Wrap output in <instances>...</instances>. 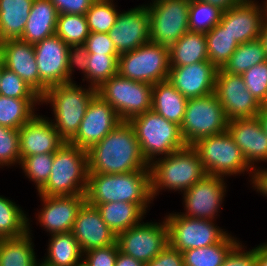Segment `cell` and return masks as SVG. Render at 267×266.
<instances>
[{"mask_svg": "<svg viewBox=\"0 0 267 266\" xmlns=\"http://www.w3.org/2000/svg\"><path fill=\"white\" fill-rule=\"evenodd\" d=\"M226 178L206 175L191 188L182 192L184 211L179 214L197 219L216 221L226 195Z\"/></svg>", "mask_w": 267, "mask_h": 266, "instance_id": "5bb4252c", "label": "cell"}, {"mask_svg": "<svg viewBox=\"0 0 267 266\" xmlns=\"http://www.w3.org/2000/svg\"><path fill=\"white\" fill-rule=\"evenodd\" d=\"M0 95L16 99H41V97L16 73L2 67Z\"/></svg>", "mask_w": 267, "mask_h": 266, "instance_id": "7bdbcfd3", "label": "cell"}, {"mask_svg": "<svg viewBox=\"0 0 267 266\" xmlns=\"http://www.w3.org/2000/svg\"><path fill=\"white\" fill-rule=\"evenodd\" d=\"M169 244L181 253L219 243L228 232L212 220L189 218L174 212L166 215Z\"/></svg>", "mask_w": 267, "mask_h": 266, "instance_id": "7c38bea8", "label": "cell"}, {"mask_svg": "<svg viewBox=\"0 0 267 266\" xmlns=\"http://www.w3.org/2000/svg\"><path fill=\"white\" fill-rule=\"evenodd\" d=\"M85 200L89 205L107 202L138 204L146 213L154 201L150 171L121 174H88Z\"/></svg>", "mask_w": 267, "mask_h": 266, "instance_id": "7a4b0ae2", "label": "cell"}, {"mask_svg": "<svg viewBox=\"0 0 267 266\" xmlns=\"http://www.w3.org/2000/svg\"><path fill=\"white\" fill-rule=\"evenodd\" d=\"M58 14L85 15L95 0H50Z\"/></svg>", "mask_w": 267, "mask_h": 266, "instance_id": "816d5d0a", "label": "cell"}, {"mask_svg": "<svg viewBox=\"0 0 267 266\" xmlns=\"http://www.w3.org/2000/svg\"><path fill=\"white\" fill-rule=\"evenodd\" d=\"M119 251L145 264L169 245V230L165 218L159 222H144L116 236Z\"/></svg>", "mask_w": 267, "mask_h": 266, "instance_id": "4fadbf2b", "label": "cell"}, {"mask_svg": "<svg viewBox=\"0 0 267 266\" xmlns=\"http://www.w3.org/2000/svg\"><path fill=\"white\" fill-rule=\"evenodd\" d=\"M84 45L88 54L120 55L108 33L90 32Z\"/></svg>", "mask_w": 267, "mask_h": 266, "instance_id": "c3c4849f", "label": "cell"}, {"mask_svg": "<svg viewBox=\"0 0 267 266\" xmlns=\"http://www.w3.org/2000/svg\"><path fill=\"white\" fill-rule=\"evenodd\" d=\"M28 214L13 200L0 195V238H17L28 232Z\"/></svg>", "mask_w": 267, "mask_h": 266, "instance_id": "d590c367", "label": "cell"}, {"mask_svg": "<svg viewBox=\"0 0 267 266\" xmlns=\"http://www.w3.org/2000/svg\"><path fill=\"white\" fill-rule=\"evenodd\" d=\"M75 82L49 87L41 97V105L50 104L53 109L54 119L50 121L65 142L76 135L89 102L97 94L96 88L90 85L84 88Z\"/></svg>", "mask_w": 267, "mask_h": 266, "instance_id": "277c9868", "label": "cell"}, {"mask_svg": "<svg viewBox=\"0 0 267 266\" xmlns=\"http://www.w3.org/2000/svg\"><path fill=\"white\" fill-rule=\"evenodd\" d=\"M266 16L265 4L256 0H242L223 11L220 24L227 29L238 44L259 38L261 26Z\"/></svg>", "mask_w": 267, "mask_h": 266, "instance_id": "d6986e66", "label": "cell"}, {"mask_svg": "<svg viewBox=\"0 0 267 266\" xmlns=\"http://www.w3.org/2000/svg\"><path fill=\"white\" fill-rule=\"evenodd\" d=\"M256 266H267V242L256 247Z\"/></svg>", "mask_w": 267, "mask_h": 266, "instance_id": "9f6ffc18", "label": "cell"}, {"mask_svg": "<svg viewBox=\"0 0 267 266\" xmlns=\"http://www.w3.org/2000/svg\"><path fill=\"white\" fill-rule=\"evenodd\" d=\"M253 189L263 197H267V168L256 166L252 171V177L249 180Z\"/></svg>", "mask_w": 267, "mask_h": 266, "instance_id": "f5cc1de1", "label": "cell"}, {"mask_svg": "<svg viewBox=\"0 0 267 266\" xmlns=\"http://www.w3.org/2000/svg\"><path fill=\"white\" fill-rule=\"evenodd\" d=\"M92 206L96 207L103 221L116 236L141 223L147 215L138 204L129 202H107Z\"/></svg>", "mask_w": 267, "mask_h": 266, "instance_id": "4316f807", "label": "cell"}, {"mask_svg": "<svg viewBox=\"0 0 267 266\" xmlns=\"http://www.w3.org/2000/svg\"><path fill=\"white\" fill-rule=\"evenodd\" d=\"M153 85L133 81L118 73L104 81L96 90L118 114L121 121L132 118L151 110Z\"/></svg>", "mask_w": 267, "mask_h": 266, "instance_id": "9c48e42d", "label": "cell"}, {"mask_svg": "<svg viewBox=\"0 0 267 266\" xmlns=\"http://www.w3.org/2000/svg\"><path fill=\"white\" fill-rule=\"evenodd\" d=\"M145 4L149 15L150 41L170 48L189 31L190 0H151Z\"/></svg>", "mask_w": 267, "mask_h": 266, "instance_id": "8fae6325", "label": "cell"}, {"mask_svg": "<svg viewBox=\"0 0 267 266\" xmlns=\"http://www.w3.org/2000/svg\"><path fill=\"white\" fill-rule=\"evenodd\" d=\"M119 247L113 245L95 248L83 253V259L89 266H115Z\"/></svg>", "mask_w": 267, "mask_h": 266, "instance_id": "7dc6e473", "label": "cell"}, {"mask_svg": "<svg viewBox=\"0 0 267 266\" xmlns=\"http://www.w3.org/2000/svg\"><path fill=\"white\" fill-rule=\"evenodd\" d=\"M38 105L41 106V99H16L0 95V125L19 130L37 114Z\"/></svg>", "mask_w": 267, "mask_h": 266, "instance_id": "836d02e7", "label": "cell"}, {"mask_svg": "<svg viewBox=\"0 0 267 266\" xmlns=\"http://www.w3.org/2000/svg\"><path fill=\"white\" fill-rule=\"evenodd\" d=\"M19 131L0 125V168L20 165Z\"/></svg>", "mask_w": 267, "mask_h": 266, "instance_id": "ee69618b", "label": "cell"}, {"mask_svg": "<svg viewBox=\"0 0 267 266\" xmlns=\"http://www.w3.org/2000/svg\"><path fill=\"white\" fill-rule=\"evenodd\" d=\"M129 123L134 128L141 154L148 165L152 164L157 156L166 157L186 146L180 126L166 120L152 109L132 118Z\"/></svg>", "mask_w": 267, "mask_h": 266, "instance_id": "8992f818", "label": "cell"}, {"mask_svg": "<svg viewBox=\"0 0 267 266\" xmlns=\"http://www.w3.org/2000/svg\"><path fill=\"white\" fill-rule=\"evenodd\" d=\"M21 157L55 153L65 141L59 136L49 117L36 114L19 128Z\"/></svg>", "mask_w": 267, "mask_h": 266, "instance_id": "cb8c5ba5", "label": "cell"}, {"mask_svg": "<svg viewBox=\"0 0 267 266\" xmlns=\"http://www.w3.org/2000/svg\"><path fill=\"white\" fill-rule=\"evenodd\" d=\"M50 236L44 262L51 266H75L83 259V252L71 231Z\"/></svg>", "mask_w": 267, "mask_h": 266, "instance_id": "1f68e13d", "label": "cell"}, {"mask_svg": "<svg viewBox=\"0 0 267 266\" xmlns=\"http://www.w3.org/2000/svg\"><path fill=\"white\" fill-rule=\"evenodd\" d=\"M199 1L215 6L219 8L221 11H226L229 8L240 3L242 0H199Z\"/></svg>", "mask_w": 267, "mask_h": 266, "instance_id": "11a10c76", "label": "cell"}, {"mask_svg": "<svg viewBox=\"0 0 267 266\" xmlns=\"http://www.w3.org/2000/svg\"><path fill=\"white\" fill-rule=\"evenodd\" d=\"M90 31L85 15L59 14L55 34L68 46L84 44Z\"/></svg>", "mask_w": 267, "mask_h": 266, "instance_id": "f35d334b", "label": "cell"}, {"mask_svg": "<svg viewBox=\"0 0 267 266\" xmlns=\"http://www.w3.org/2000/svg\"><path fill=\"white\" fill-rule=\"evenodd\" d=\"M169 70V48L151 41L118 57L117 73L133 81L154 85L167 80Z\"/></svg>", "mask_w": 267, "mask_h": 266, "instance_id": "ba28073f", "label": "cell"}, {"mask_svg": "<svg viewBox=\"0 0 267 266\" xmlns=\"http://www.w3.org/2000/svg\"><path fill=\"white\" fill-rule=\"evenodd\" d=\"M214 92L228 120L255 117L261 110L262 104L247 90L241 75L218 69Z\"/></svg>", "mask_w": 267, "mask_h": 266, "instance_id": "9a60e30c", "label": "cell"}, {"mask_svg": "<svg viewBox=\"0 0 267 266\" xmlns=\"http://www.w3.org/2000/svg\"><path fill=\"white\" fill-rule=\"evenodd\" d=\"M88 180L87 151L65 142L55 153L51 173L38 191L45 196L85 194Z\"/></svg>", "mask_w": 267, "mask_h": 266, "instance_id": "5b68a950", "label": "cell"}, {"mask_svg": "<svg viewBox=\"0 0 267 266\" xmlns=\"http://www.w3.org/2000/svg\"><path fill=\"white\" fill-rule=\"evenodd\" d=\"M266 60V50L258 38L239 44L222 70L227 73L242 75L248 69Z\"/></svg>", "mask_w": 267, "mask_h": 266, "instance_id": "e575fe53", "label": "cell"}, {"mask_svg": "<svg viewBox=\"0 0 267 266\" xmlns=\"http://www.w3.org/2000/svg\"><path fill=\"white\" fill-rule=\"evenodd\" d=\"M75 266H89L84 259H82L81 261H79Z\"/></svg>", "mask_w": 267, "mask_h": 266, "instance_id": "91938a15", "label": "cell"}, {"mask_svg": "<svg viewBox=\"0 0 267 266\" xmlns=\"http://www.w3.org/2000/svg\"><path fill=\"white\" fill-rule=\"evenodd\" d=\"M40 80L49 88L68 83L69 46L56 34L34 45Z\"/></svg>", "mask_w": 267, "mask_h": 266, "instance_id": "44dd1931", "label": "cell"}, {"mask_svg": "<svg viewBox=\"0 0 267 266\" xmlns=\"http://www.w3.org/2000/svg\"><path fill=\"white\" fill-rule=\"evenodd\" d=\"M58 15L50 0H34L20 40L35 45L54 35Z\"/></svg>", "mask_w": 267, "mask_h": 266, "instance_id": "484cf974", "label": "cell"}, {"mask_svg": "<svg viewBox=\"0 0 267 266\" xmlns=\"http://www.w3.org/2000/svg\"><path fill=\"white\" fill-rule=\"evenodd\" d=\"M191 146L201 159L207 175L227 178L249 173L252 177L253 169L227 131L199 139Z\"/></svg>", "mask_w": 267, "mask_h": 266, "instance_id": "52a82bcc", "label": "cell"}, {"mask_svg": "<svg viewBox=\"0 0 267 266\" xmlns=\"http://www.w3.org/2000/svg\"><path fill=\"white\" fill-rule=\"evenodd\" d=\"M119 55L88 54L87 84L98 88L118 72Z\"/></svg>", "mask_w": 267, "mask_h": 266, "instance_id": "ab89813d", "label": "cell"}, {"mask_svg": "<svg viewBox=\"0 0 267 266\" xmlns=\"http://www.w3.org/2000/svg\"><path fill=\"white\" fill-rule=\"evenodd\" d=\"M89 63L88 58V51L84 44L78 45H70L68 50V62H67V69H68V82H74V75L75 68L81 71L84 75L82 82L87 78V68Z\"/></svg>", "mask_w": 267, "mask_h": 266, "instance_id": "bcb514c9", "label": "cell"}, {"mask_svg": "<svg viewBox=\"0 0 267 266\" xmlns=\"http://www.w3.org/2000/svg\"><path fill=\"white\" fill-rule=\"evenodd\" d=\"M3 63L0 61V78H1V73H2V67H3Z\"/></svg>", "mask_w": 267, "mask_h": 266, "instance_id": "6125c7cd", "label": "cell"}, {"mask_svg": "<svg viewBox=\"0 0 267 266\" xmlns=\"http://www.w3.org/2000/svg\"><path fill=\"white\" fill-rule=\"evenodd\" d=\"M237 239L228 233L219 243L182 252L184 266H222L230 250L240 241Z\"/></svg>", "mask_w": 267, "mask_h": 266, "instance_id": "d6a6232c", "label": "cell"}, {"mask_svg": "<svg viewBox=\"0 0 267 266\" xmlns=\"http://www.w3.org/2000/svg\"><path fill=\"white\" fill-rule=\"evenodd\" d=\"M115 266H146V264L118 251Z\"/></svg>", "mask_w": 267, "mask_h": 266, "instance_id": "db71d44e", "label": "cell"}, {"mask_svg": "<svg viewBox=\"0 0 267 266\" xmlns=\"http://www.w3.org/2000/svg\"><path fill=\"white\" fill-rule=\"evenodd\" d=\"M227 132L252 169L259 162H267V135L257 116L228 120Z\"/></svg>", "mask_w": 267, "mask_h": 266, "instance_id": "603a6c76", "label": "cell"}, {"mask_svg": "<svg viewBox=\"0 0 267 266\" xmlns=\"http://www.w3.org/2000/svg\"><path fill=\"white\" fill-rule=\"evenodd\" d=\"M120 122L116 111L96 94L89 102L79 129L69 143L87 151Z\"/></svg>", "mask_w": 267, "mask_h": 266, "instance_id": "2e32d148", "label": "cell"}, {"mask_svg": "<svg viewBox=\"0 0 267 266\" xmlns=\"http://www.w3.org/2000/svg\"><path fill=\"white\" fill-rule=\"evenodd\" d=\"M263 3L265 4L266 7V16H267V0L263 1Z\"/></svg>", "mask_w": 267, "mask_h": 266, "instance_id": "be15d7a7", "label": "cell"}, {"mask_svg": "<svg viewBox=\"0 0 267 266\" xmlns=\"http://www.w3.org/2000/svg\"><path fill=\"white\" fill-rule=\"evenodd\" d=\"M170 67H181L207 61V40L204 32L187 31L169 48Z\"/></svg>", "mask_w": 267, "mask_h": 266, "instance_id": "f1b7e54d", "label": "cell"}, {"mask_svg": "<svg viewBox=\"0 0 267 266\" xmlns=\"http://www.w3.org/2000/svg\"><path fill=\"white\" fill-rule=\"evenodd\" d=\"M30 221L28 232L17 238H0V266H35L38 259ZM32 237V238H31Z\"/></svg>", "mask_w": 267, "mask_h": 266, "instance_id": "4dcf8cb0", "label": "cell"}, {"mask_svg": "<svg viewBox=\"0 0 267 266\" xmlns=\"http://www.w3.org/2000/svg\"><path fill=\"white\" fill-rule=\"evenodd\" d=\"M259 40L263 43L267 55V16L263 20Z\"/></svg>", "mask_w": 267, "mask_h": 266, "instance_id": "680465c9", "label": "cell"}, {"mask_svg": "<svg viewBox=\"0 0 267 266\" xmlns=\"http://www.w3.org/2000/svg\"><path fill=\"white\" fill-rule=\"evenodd\" d=\"M207 40L208 60L217 68L222 69L238 47L227 29L220 23L205 33Z\"/></svg>", "mask_w": 267, "mask_h": 266, "instance_id": "8d00e7d4", "label": "cell"}, {"mask_svg": "<svg viewBox=\"0 0 267 266\" xmlns=\"http://www.w3.org/2000/svg\"><path fill=\"white\" fill-rule=\"evenodd\" d=\"M146 266H184L183 254L169 244Z\"/></svg>", "mask_w": 267, "mask_h": 266, "instance_id": "f907efd6", "label": "cell"}, {"mask_svg": "<svg viewBox=\"0 0 267 266\" xmlns=\"http://www.w3.org/2000/svg\"><path fill=\"white\" fill-rule=\"evenodd\" d=\"M35 266H51V265H49V264H47L46 262H44V261H41V262H39V260L36 262V265Z\"/></svg>", "mask_w": 267, "mask_h": 266, "instance_id": "94428289", "label": "cell"}, {"mask_svg": "<svg viewBox=\"0 0 267 266\" xmlns=\"http://www.w3.org/2000/svg\"><path fill=\"white\" fill-rule=\"evenodd\" d=\"M0 61L42 97L48 87L40 80L34 45L20 39L0 42Z\"/></svg>", "mask_w": 267, "mask_h": 266, "instance_id": "ac0fdd59", "label": "cell"}, {"mask_svg": "<svg viewBox=\"0 0 267 266\" xmlns=\"http://www.w3.org/2000/svg\"><path fill=\"white\" fill-rule=\"evenodd\" d=\"M34 0H0V42L20 39Z\"/></svg>", "mask_w": 267, "mask_h": 266, "instance_id": "f546056e", "label": "cell"}, {"mask_svg": "<svg viewBox=\"0 0 267 266\" xmlns=\"http://www.w3.org/2000/svg\"><path fill=\"white\" fill-rule=\"evenodd\" d=\"M228 119L215 92L188 99L180 126L186 145L197 140L227 131Z\"/></svg>", "mask_w": 267, "mask_h": 266, "instance_id": "30bf717a", "label": "cell"}, {"mask_svg": "<svg viewBox=\"0 0 267 266\" xmlns=\"http://www.w3.org/2000/svg\"><path fill=\"white\" fill-rule=\"evenodd\" d=\"M114 0H95L85 13L90 32L108 33L120 11Z\"/></svg>", "mask_w": 267, "mask_h": 266, "instance_id": "74e56055", "label": "cell"}, {"mask_svg": "<svg viewBox=\"0 0 267 266\" xmlns=\"http://www.w3.org/2000/svg\"><path fill=\"white\" fill-rule=\"evenodd\" d=\"M108 34L119 54L133 51L149 42V15L146 5L120 11Z\"/></svg>", "mask_w": 267, "mask_h": 266, "instance_id": "e0dca14e", "label": "cell"}, {"mask_svg": "<svg viewBox=\"0 0 267 266\" xmlns=\"http://www.w3.org/2000/svg\"><path fill=\"white\" fill-rule=\"evenodd\" d=\"M149 168L153 199L162 190L182 193L207 175L201 159L191 145H186L166 157L157 158Z\"/></svg>", "mask_w": 267, "mask_h": 266, "instance_id": "3957f363", "label": "cell"}, {"mask_svg": "<svg viewBox=\"0 0 267 266\" xmlns=\"http://www.w3.org/2000/svg\"><path fill=\"white\" fill-rule=\"evenodd\" d=\"M71 232L83 253L116 242V235L103 221L99 211L86 202L79 209Z\"/></svg>", "mask_w": 267, "mask_h": 266, "instance_id": "d4e9b609", "label": "cell"}, {"mask_svg": "<svg viewBox=\"0 0 267 266\" xmlns=\"http://www.w3.org/2000/svg\"><path fill=\"white\" fill-rule=\"evenodd\" d=\"M54 161V153L37 154L21 157L20 168L24 175L32 181L37 192L46 184Z\"/></svg>", "mask_w": 267, "mask_h": 266, "instance_id": "60d3db41", "label": "cell"}, {"mask_svg": "<svg viewBox=\"0 0 267 266\" xmlns=\"http://www.w3.org/2000/svg\"><path fill=\"white\" fill-rule=\"evenodd\" d=\"M218 69L209 61L170 67L168 81L187 99L206 96L215 91Z\"/></svg>", "mask_w": 267, "mask_h": 266, "instance_id": "7402d4cb", "label": "cell"}, {"mask_svg": "<svg viewBox=\"0 0 267 266\" xmlns=\"http://www.w3.org/2000/svg\"><path fill=\"white\" fill-rule=\"evenodd\" d=\"M188 99L168 80L158 82L152 89V110L166 120L181 126Z\"/></svg>", "mask_w": 267, "mask_h": 266, "instance_id": "83f0119b", "label": "cell"}, {"mask_svg": "<svg viewBox=\"0 0 267 266\" xmlns=\"http://www.w3.org/2000/svg\"><path fill=\"white\" fill-rule=\"evenodd\" d=\"M88 174H121L150 171L141 154L134 128L121 121L100 142L87 150Z\"/></svg>", "mask_w": 267, "mask_h": 266, "instance_id": "6da1fadb", "label": "cell"}, {"mask_svg": "<svg viewBox=\"0 0 267 266\" xmlns=\"http://www.w3.org/2000/svg\"><path fill=\"white\" fill-rule=\"evenodd\" d=\"M257 118L261 124L263 131L267 135V108H265L263 105L257 115Z\"/></svg>", "mask_w": 267, "mask_h": 266, "instance_id": "6f0895ef", "label": "cell"}, {"mask_svg": "<svg viewBox=\"0 0 267 266\" xmlns=\"http://www.w3.org/2000/svg\"><path fill=\"white\" fill-rule=\"evenodd\" d=\"M263 106H264L265 108H267V100H266V102L263 104Z\"/></svg>", "mask_w": 267, "mask_h": 266, "instance_id": "e7e4bbea", "label": "cell"}, {"mask_svg": "<svg viewBox=\"0 0 267 266\" xmlns=\"http://www.w3.org/2000/svg\"><path fill=\"white\" fill-rule=\"evenodd\" d=\"M241 76L247 90L263 105L267 100V60L248 69Z\"/></svg>", "mask_w": 267, "mask_h": 266, "instance_id": "f6af8a7d", "label": "cell"}, {"mask_svg": "<svg viewBox=\"0 0 267 266\" xmlns=\"http://www.w3.org/2000/svg\"><path fill=\"white\" fill-rule=\"evenodd\" d=\"M42 202L36 220L49 235L72 231L77 213L86 202L85 194L74 196L39 195ZM38 216V217H37Z\"/></svg>", "mask_w": 267, "mask_h": 266, "instance_id": "ffe728a7", "label": "cell"}, {"mask_svg": "<svg viewBox=\"0 0 267 266\" xmlns=\"http://www.w3.org/2000/svg\"><path fill=\"white\" fill-rule=\"evenodd\" d=\"M223 11L199 0H190L189 30L208 32L220 22Z\"/></svg>", "mask_w": 267, "mask_h": 266, "instance_id": "b9f144b4", "label": "cell"}, {"mask_svg": "<svg viewBox=\"0 0 267 266\" xmlns=\"http://www.w3.org/2000/svg\"><path fill=\"white\" fill-rule=\"evenodd\" d=\"M239 241L228 253L222 266H256V247L246 250Z\"/></svg>", "mask_w": 267, "mask_h": 266, "instance_id": "681fc988", "label": "cell"}]
</instances>
